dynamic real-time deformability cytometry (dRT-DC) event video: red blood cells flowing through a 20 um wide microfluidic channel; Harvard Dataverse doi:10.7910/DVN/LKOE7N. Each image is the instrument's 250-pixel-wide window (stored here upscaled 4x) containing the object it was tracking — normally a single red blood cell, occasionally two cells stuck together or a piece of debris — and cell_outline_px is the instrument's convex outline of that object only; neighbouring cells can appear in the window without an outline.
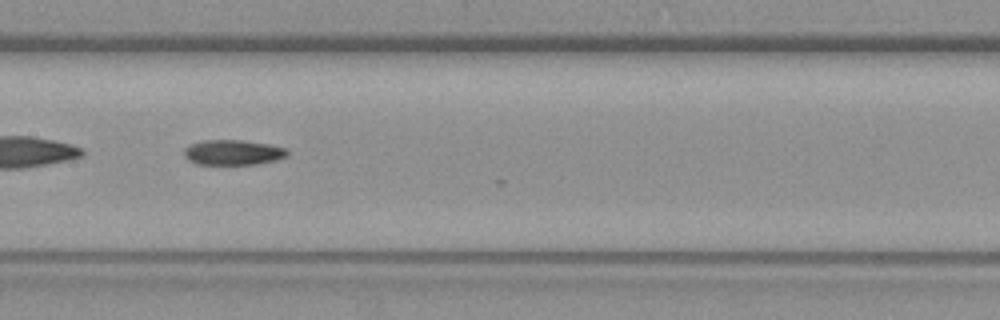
{"species": "common noctule bat (a hibernating species)", "species_latin": "Nyctalus noctula", "temperature_condition": "warm", "stored_images_in_passage": 15, "camera_frame_rate_fps": 3000, "um_per_image_px": 0.085, "animal": {"sex": "female", "body_mass_g": 19.3, "forearm_length_mm": 54.1}, "frame": {"image": 1, "passage_image": 14, "time_ms": 4.333, "image_size_px": [1000, 320], "cell_outline_px": [[288, 152], [284, 156], [276, 160], [256, 164], [196, 164], [188, 160], [184, 156], [184, 148], [192, 144], [204, 140], [240, 140], [268, 144], [284, 148]], "centroid_in_image_um": [19.75, 12.96], "position_along_channel_um": 187.6, "area_um2": 14.91}}